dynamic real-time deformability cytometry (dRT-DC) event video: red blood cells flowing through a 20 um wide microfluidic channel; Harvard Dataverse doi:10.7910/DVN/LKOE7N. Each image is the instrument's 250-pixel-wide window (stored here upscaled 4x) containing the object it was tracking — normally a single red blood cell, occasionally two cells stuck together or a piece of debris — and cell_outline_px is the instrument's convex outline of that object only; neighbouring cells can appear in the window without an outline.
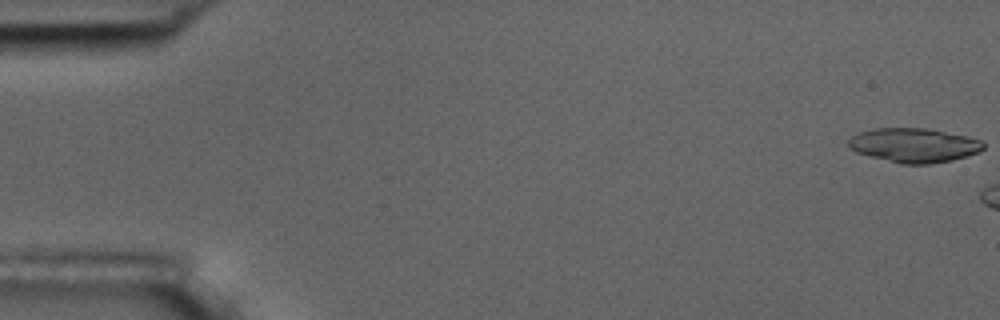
{"species": "common noctule bat (a hibernating species)", "species_latin": "Nyctalus noctula", "temperature_condition": "room temperature", "stored_images_in_passage": 7, "camera_frame_rate_fps": 3000, "um_per_image_px": 0.085, "animal": {"sex": "male", "body_mass_g": 17.5, "forearm_length_mm": 52.3}, "frame": {"image": 1, "passage_image": 1, "time_ms": 0.0, "image_size_px": [1000, 320], "cell_outline_px": [[984, 148], [980, 152], [952, 160], [928, 164], [900, 164], [856, 152], [848, 148], [848, 140], [852, 136], [860, 132], [872, 128], [924, 128], [968, 136], [980, 140], [984, 144]], "centroid_in_image_um": [77.68, 12.34], "position_along_channel_um": 7.3, "area_um2": 26.93}}